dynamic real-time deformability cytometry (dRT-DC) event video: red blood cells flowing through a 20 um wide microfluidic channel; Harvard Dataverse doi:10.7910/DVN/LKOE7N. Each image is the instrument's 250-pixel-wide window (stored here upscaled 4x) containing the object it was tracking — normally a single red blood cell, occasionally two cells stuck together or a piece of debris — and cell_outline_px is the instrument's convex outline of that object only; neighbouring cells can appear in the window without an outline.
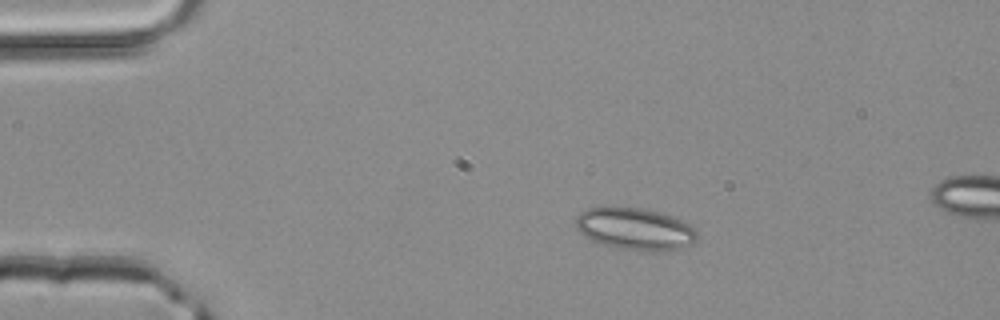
{"species": "common noctule bat (a hibernating species)", "species_latin": "Nyctalus noctula", "temperature_condition": "room temperature", "stored_images_in_passage": 16, "camera_frame_rate_fps": 3000, "um_per_image_px": 0.085, "animal": {"sex": "male", "body_mass_g": 20.4}, "frame": {"image": 1, "passage_image": 10, "time_ms": 3.0, "image_size_px": [1000, 320], "cell_outline_px": [[696, 240], [692, 244], [680, 248], [624, 248], [604, 244], [592, 240], [580, 232], [576, 228], [576, 216], [580, 212], [588, 208], [640, 208], [672, 216], [684, 220], [696, 232]], "centroid_in_image_um": [53.95, 19.41], "position_along_channel_um": 31.1, "area_um2": 28.32}}